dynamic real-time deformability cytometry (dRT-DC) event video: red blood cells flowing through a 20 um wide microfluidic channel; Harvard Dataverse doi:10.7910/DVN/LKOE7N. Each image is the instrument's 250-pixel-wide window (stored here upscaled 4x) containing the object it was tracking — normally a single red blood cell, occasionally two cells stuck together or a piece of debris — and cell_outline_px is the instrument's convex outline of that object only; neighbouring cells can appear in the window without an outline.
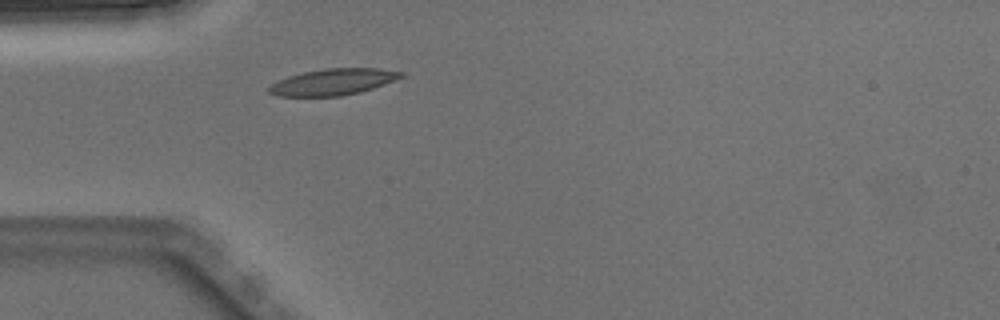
{"species": "Egyptian fruit bat (a non-hibernating species)", "species_latin": "Rousettus aegyptiacus", "temperature_condition": "warm", "stored_images_in_passage": 1, "camera_frame_rate_fps": 3000, "um_per_image_px": 0.085, "animal": {"sex": "male"}, "frame": {"image": 1, "passage_image": 1, "time_ms": 0.0, "image_size_px": [1000, 320], "cell_outline_px": [[404, 76], [384, 84], [360, 92], [340, 96], [276, 96], [268, 92], [268, 88], [272, 84], [288, 76], [304, 72], [324, 68], [380, 68], [404, 72]], "centroid_in_image_um": [28.32, 6.96], "position_along_channel_um": 56.7, "area_um2": 20.17}}